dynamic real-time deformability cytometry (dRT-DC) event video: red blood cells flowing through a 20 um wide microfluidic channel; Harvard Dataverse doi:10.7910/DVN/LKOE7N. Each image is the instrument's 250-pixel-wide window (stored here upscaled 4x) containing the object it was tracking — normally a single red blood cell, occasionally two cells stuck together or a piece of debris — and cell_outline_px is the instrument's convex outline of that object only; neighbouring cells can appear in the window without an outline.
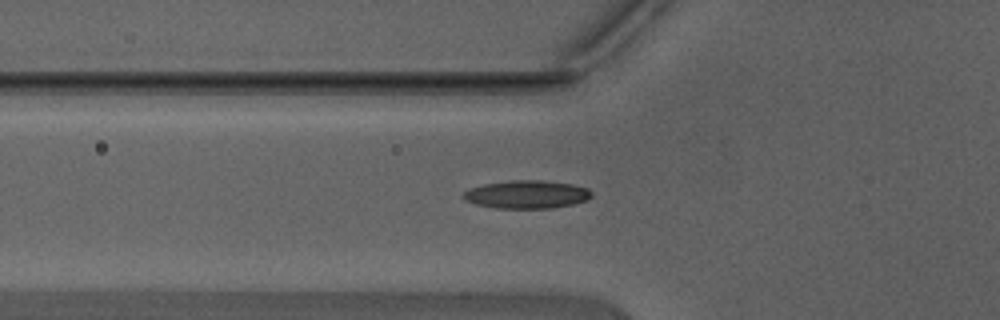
{"species": "Egyptian fruit bat (a non-hibernating species)", "species_latin": "Rousettus aegyptiacus", "temperature_condition": "warm", "stored_images_in_passage": 40, "segment_of_instrument_passage": [1, 2], "camera_frame_rate_fps": 3000, "um_per_image_px": 0.085, "animal": {"sex": "male"}, "frame": {"image": 1, "passage_image": 9, "time_ms": 2.667, "image_size_px": [1000, 320], "cell_outline_px": [[592, 196], [588, 200], [572, 204], [552, 208], [496, 208], [476, 204], [464, 200], [460, 196], [468, 188], [484, 184], [508, 180], [544, 180], [572, 184], [588, 188], [592, 192]], "centroid_in_image_um": [44.76, 16.52], "position_along_channel_um": 81.0, "area_um2": 21.21}}
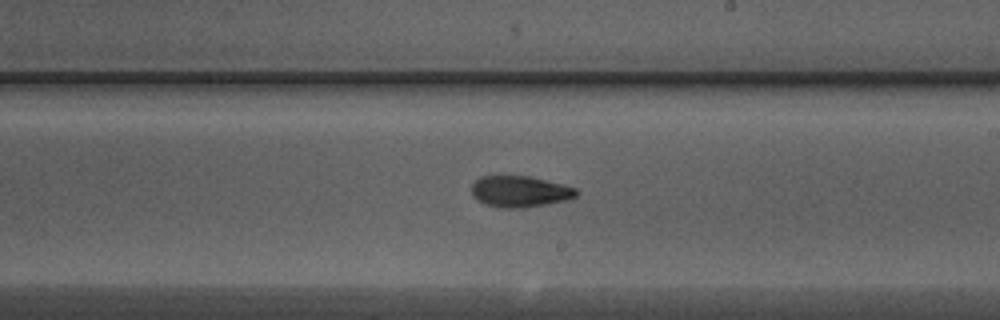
{"frame": {"image": 2, "passage_image": 20, "time_ms": 6.333, "image_size_px": [1000, 320], "cell_outline_px": [[576, 196], [564, 200], [524, 208], [500, 208], [484, 204], [476, 200], [472, 196], [472, 184], [480, 176], [528, 176], [564, 184], [576, 188]], "centroid_in_image_um": [44.13, 16.28], "position_along_channel_um": 244.9, "area_um2": 19.02}}
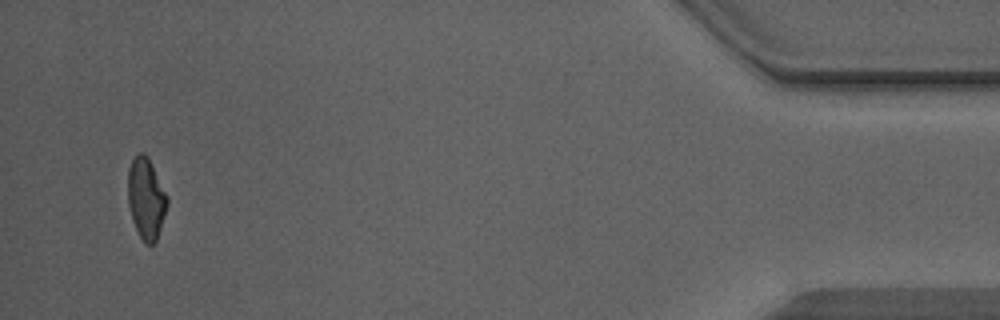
{"frame": {"image": 3, "passage_image": 37, "time_ms": 12.0, "image_size_px": [1000, 320], "cell_outline_px": [[168, 204], [156, 240], [152, 244], [144, 244], [132, 220], [128, 204], [128, 168], [132, 160], [140, 152], [144, 152], [148, 156], [168, 196]], "centroid_in_image_um": [12.42, 16.84], "position_along_channel_um": 422.8, "area_um2": 18.55}}